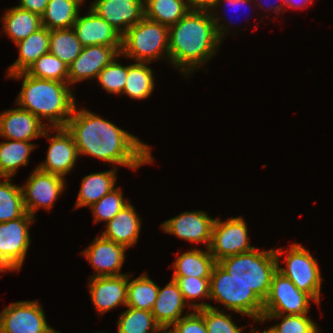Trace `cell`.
Masks as SVG:
<instances>
[{"label": "cell", "mask_w": 333, "mask_h": 333, "mask_svg": "<svg viewBox=\"0 0 333 333\" xmlns=\"http://www.w3.org/2000/svg\"><path fill=\"white\" fill-rule=\"evenodd\" d=\"M190 10H201L212 12L216 9L218 0H187Z\"/></svg>", "instance_id": "7bdbcfd3"}, {"label": "cell", "mask_w": 333, "mask_h": 333, "mask_svg": "<svg viewBox=\"0 0 333 333\" xmlns=\"http://www.w3.org/2000/svg\"><path fill=\"white\" fill-rule=\"evenodd\" d=\"M157 333H173L170 328H161Z\"/></svg>", "instance_id": "7dc6e473"}, {"label": "cell", "mask_w": 333, "mask_h": 333, "mask_svg": "<svg viewBox=\"0 0 333 333\" xmlns=\"http://www.w3.org/2000/svg\"><path fill=\"white\" fill-rule=\"evenodd\" d=\"M89 292L91 300L103 315L119 305L126 306L128 292V274L120 276L90 277Z\"/></svg>", "instance_id": "ac0fdd59"}, {"label": "cell", "mask_w": 333, "mask_h": 333, "mask_svg": "<svg viewBox=\"0 0 333 333\" xmlns=\"http://www.w3.org/2000/svg\"><path fill=\"white\" fill-rule=\"evenodd\" d=\"M215 260L210 253L201 249H192L180 254L172 266L175 271L173 276L211 277Z\"/></svg>", "instance_id": "4316f807"}, {"label": "cell", "mask_w": 333, "mask_h": 333, "mask_svg": "<svg viewBox=\"0 0 333 333\" xmlns=\"http://www.w3.org/2000/svg\"><path fill=\"white\" fill-rule=\"evenodd\" d=\"M85 0H50L41 15L42 26L49 30L70 29L79 15V8Z\"/></svg>", "instance_id": "484cf974"}, {"label": "cell", "mask_w": 333, "mask_h": 333, "mask_svg": "<svg viewBox=\"0 0 333 333\" xmlns=\"http://www.w3.org/2000/svg\"><path fill=\"white\" fill-rule=\"evenodd\" d=\"M314 0H282L283 4H285L288 8H304L313 2Z\"/></svg>", "instance_id": "ee69618b"}, {"label": "cell", "mask_w": 333, "mask_h": 333, "mask_svg": "<svg viewBox=\"0 0 333 333\" xmlns=\"http://www.w3.org/2000/svg\"><path fill=\"white\" fill-rule=\"evenodd\" d=\"M130 277L131 274L128 275L126 306L151 311L157 299L159 286L145 273L131 281Z\"/></svg>", "instance_id": "4dcf8cb0"}, {"label": "cell", "mask_w": 333, "mask_h": 333, "mask_svg": "<svg viewBox=\"0 0 333 333\" xmlns=\"http://www.w3.org/2000/svg\"><path fill=\"white\" fill-rule=\"evenodd\" d=\"M187 306L192 309L185 301L175 280L171 279L164 288L161 289L159 286L157 299L151 312L161 328L169 329L182 317Z\"/></svg>", "instance_id": "44dd1931"}, {"label": "cell", "mask_w": 333, "mask_h": 333, "mask_svg": "<svg viewBox=\"0 0 333 333\" xmlns=\"http://www.w3.org/2000/svg\"><path fill=\"white\" fill-rule=\"evenodd\" d=\"M51 129L53 128L48 127L43 133V136L48 138L50 145L46 160L39 164L37 168L44 172L65 177L72 170L79 157L77 146L72 135L65 127L54 128L53 131L57 134L49 137L47 132Z\"/></svg>", "instance_id": "4fadbf2b"}, {"label": "cell", "mask_w": 333, "mask_h": 333, "mask_svg": "<svg viewBox=\"0 0 333 333\" xmlns=\"http://www.w3.org/2000/svg\"><path fill=\"white\" fill-rule=\"evenodd\" d=\"M82 45L73 28L50 30L49 53L68 66L79 56Z\"/></svg>", "instance_id": "1f68e13d"}, {"label": "cell", "mask_w": 333, "mask_h": 333, "mask_svg": "<svg viewBox=\"0 0 333 333\" xmlns=\"http://www.w3.org/2000/svg\"><path fill=\"white\" fill-rule=\"evenodd\" d=\"M35 147L34 143L19 140L0 143V178H11L18 168L27 166Z\"/></svg>", "instance_id": "83f0119b"}, {"label": "cell", "mask_w": 333, "mask_h": 333, "mask_svg": "<svg viewBox=\"0 0 333 333\" xmlns=\"http://www.w3.org/2000/svg\"><path fill=\"white\" fill-rule=\"evenodd\" d=\"M4 32L14 43L27 38L42 27L41 16L14 6L2 16Z\"/></svg>", "instance_id": "d4e9b609"}, {"label": "cell", "mask_w": 333, "mask_h": 333, "mask_svg": "<svg viewBox=\"0 0 333 333\" xmlns=\"http://www.w3.org/2000/svg\"><path fill=\"white\" fill-rule=\"evenodd\" d=\"M151 63L136 62L127 65L126 85L123 89L124 94L133 99H145L154 90L153 70L146 65Z\"/></svg>", "instance_id": "f546056e"}, {"label": "cell", "mask_w": 333, "mask_h": 333, "mask_svg": "<svg viewBox=\"0 0 333 333\" xmlns=\"http://www.w3.org/2000/svg\"><path fill=\"white\" fill-rule=\"evenodd\" d=\"M65 128L81 156L90 155L133 170L153 162L148 144L85 108L78 110L76 106Z\"/></svg>", "instance_id": "6da1fadb"}, {"label": "cell", "mask_w": 333, "mask_h": 333, "mask_svg": "<svg viewBox=\"0 0 333 333\" xmlns=\"http://www.w3.org/2000/svg\"><path fill=\"white\" fill-rule=\"evenodd\" d=\"M106 230L101 235L126 248L137 244L141 218L137 215L135 207L129 203L118 214L106 223Z\"/></svg>", "instance_id": "7402d4cb"}, {"label": "cell", "mask_w": 333, "mask_h": 333, "mask_svg": "<svg viewBox=\"0 0 333 333\" xmlns=\"http://www.w3.org/2000/svg\"><path fill=\"white\" fill-rule=\"evenodd\" d=\"M177 283L185 301L193 310H198L204 307H210L206 302L189 303L199 298H208L210 300V277H193V276H172Z\"/></svg>", "instance_id": "d590c367"}, {"label": "cell", "mask_w": 333, "mask_h": 333, "mask_svg": "<svg viewBox=\"0 0 333 333\" xmlns=\"http://www.w3.org/2000/svg\"><path fill=\"white\" fill-rule=\"evenodd\" d=\"M217 263L234 279L250 287L263 302L269 294L272 277L278 268L274 248L261 251L255 248L226 257Z\"/></svg>", "instance_id": "277c9868"}, {"label": "cell", "mask_w": 333, "mask_h": 333, "mask_svg": "<svg viewBox=\"0 0 333 333\" xmlns=\"http://www.w3.org/2000/svg\"><path fill=\"white\" fill-rule=\"evenodd\" d=\"M35 221L25 212L21 217L0 223V270L20 271L30 246L29 226Z\"/></svg>", "instance_id": "ba28073f"}, {"label": "cell", "mask_w": 333, "mask_h": 333, "mask_svg": "<svg viewBox=\"0 0 333 333\" xmlns=\"http://www.w3.org/2000/svg\"><path fill=\"white\" fill-rule=\"evenodd\" d=\"M19 1L20 4L17 6L41 16L44 13L47 3L50 0H19Z\"/></svg>", "instance_id": "b9f144b4"}, {"label": "cell", "mask_w": 333, "mask_h": 333, "mask_svg": "<svg viewBox=\"0 0 333 333\" xmlns=\"http://www.w3.org/2000/svg\"><path fill=\"white\" fill-rule=\"evenodd\" d=\"M274 251L278 262L277 270L290 279L299 290L309 294L319 305L322 277L317 260L304 246L293 243L289 249H286L285 254L288 255H285V260H282L286 262L287 268H282L279 266V258L284 251L281 248Z\"/></svg>", "instance_id": "52a82bcc"}, {"label": "cell", "mask_w": 333, "mask_h": 333, "mask_svg": "<svg viewBox=\"0 0 333 333\" xmlns=\"http://www.w3.org/2000/svg\"><path fill=\"white\" fill-rule=\"evenodd\" d=\"M145 17L166 26L177 23L189 11L187 0H144Z\"/></svg>", "instance_id": "f1b7e54d"}, {"label": "cell", "mask_w": 333, "mask_h": 333, "mask_svg": "<svg viewBox=\"0 0 333 333\" xmlns=\"http://www.w3.org/2000/svg\"><path fill=\"white\" fill-rule=\"evenodd\" d=\"M90 8L121 35L145 17L144 0H94Z\"/></svg>", "instance_id": "2e32d148"}, {"label": "cell", "mask_w": 333, "mask_h": 333, "mask_svg": "<svg viewBox=\"0 0 333 333\" xmlns=\"http://www.w3.org/2000/svg\"><path fill=\"white\" fill-rule=\"evenodd\" d=\"M307 315L263 314L261 322L282 318L280 324H275L268 330H264L263 333H319L317 324Z\"/></svg>", "instance_id": "8d00e7d4"}, {"label": "cell", "mask_w": 333, "mask_h": 333, "mask_svg": "<svg viewBox=\"0 0 333 333\" xmlns=\"http://www.w3.org/2000/svg\"><path fill=\"white\" fill-rule=\"evenodd\" d=\"M127 248L102 235L96 237L92 244L83 252L89 263L95 269L92 277L120 276Z\"/></svg>", "instance_id": "e0dca14e"}, {"label": "cell", "mask_w": 333, "mask_h": 333, "mask_svg": "<svg viewBox=\"0 0 333 333\" xmlns=\"http://www.w3.org/2000/svg\"><path fill=\"white\" fill-rule=\"evenodd\" d=\"M115 57L98 74L99 85L108 93L120 94L126 85L127 66L116 62Z\"/></svg>", "instance_id": "ab89813d"}, {"label": "cell", "mask_w": 333, "mask_h": 333, "mask_svg": "<svg viewBox=\"0 0 333 333\" xmlns=\"http://www.w3.org/2000/svg\"><path fill=\"white\" fill-rule=\"evenodd\" d=\"M85 16L78 15L73 29L82 47L104 45L122 47V35L91 8Z\"/></svg>", "instance_id": "d6986e66"}, {"label": "cell", "mask_w": 333, "mask_h": 333, "mask_svg": "<svg viewBox=\"0 0 333 333\" xmlns=\"http://www.w3.org/2000/svg\"><path fill=\"white\" fill-rule=\"evenodd\" d=\"M117 168L83 177L75 208L92 206L115 189Z\"/></svg>", "instance_id": "cb8c5ba5"}, {"label": "cell", "mask_w": 333, "mask_h": 333, "mask_svg": "<svg viewBox=\"0 0 333 333\" xmlns=\"http://www.w3.org/2000/svg\"><path fill=\"white\" fill-rule=\"evenodd\" d=\"M22 79V88L16 105L35 115L40 121L48 119L50 128L65 127L76 107L69 83L37 79L26 72L8 76Z\"/></svg>", "instance_id": "3957f363"}, {"label": "cell", "mask_w": 333, "mask_h": 333, "mask_svg": "<svg viewBox=\"0 0 333 333\" xmlns=\"http://www.w3.org/2000/svg\"><path fill=\"white\" fill-rule=\"evenodd\" d=\"M227 2V3H225V4H229V5H231V6H239V5H244V4H248V3H250V2H253L254 0H218V3H217V6L216 7H218L219 5H220V3H222V2ZM239 8L237 7V10H238Z\"/></svg>", "instance_id": "f6af8a7d"}, {"label": "cell", "mask_w": 333, "mask_h": 333, "mask_svg": "<svg viewBox=\"0 0 333 333\" xmlns=\"http://www.w3.org/2000/svg\"><path fill=\"white\" fill-rule=\"evenodd\" d=\"M50 30L44 26L30 34L27 38L15 43L19 48V57L8 68L7 76L26 72L42 55L49 52Z\"/></svg>", "instance_id": "603a6c76"}, {"label": "cell", "mask_w": 333, "mask_h": 333, "mask_svg": "<svg viewBox=\"0 0 333 333\" xmlns=\"http://www.w3.org/2000/svg\"><path fill=\"white\" fill-rule=\"evenodd\" d=\"M310 300L314 301L277 270L272 277L269 294L263 302V314L305 315L309 313Z\"/></svg>", "instance_id": "9c48e42d"}, {"label": "cell", "mask_w": 333, "mask_h": 333, "mask_svg": "<svg viewBox=\"0 0 333 333\" xmlns=\"http://www.w3.org/2000/svg\"><path fill=\"white\" fill-rule=\"evenodd\" d=\"M26 73L37 79L68 83V65L49 52L40 56Z\"/></svg>", "instance_id": "e575fe53"}, {"label": "cell", "mask_w": 333, "mask_h": 333, "mask_svg": "<svg viewBox=\"0 0 333 333\" xmlns=\"http://www.w3.org/2000/svg\"><path fill=\"white\" fill-rule=\"evenodd\" d=\"M38 301H17L0 313V333H51Z\"/></svg>", "instance_id": "7c38bea8"}, {"label": "cell", "mask_w": 333, "mask_h": 333, "mask_svg": "<svg viewBox=\"0 0 333 333\" xmlns=\"http://www.w3.org/2000/svg\"><path fill=\"white\" fill-rule=\"evenodd\" d=\"M214 221L204 211H188L163 222L161 228L188 242L204 243L207 249L211 244Z\"/></svg>", "instance_id": "5bb4252c"}, {"label": "cell", "mask_w": 333, "mask_h": 333, "mask_svg": "<svg viewBox=\"0 0 333 333\" xmlns=\"http://www.w3.org/2000/svg\"><path fill=\"white\" fill-rule=\"evenodd\" d=\"M203 317L207 333H244V327L239 328L227 315L217 307L210 305L197 310Z\"/></svg>", "instance_id": "f35d334b"}, {"label": "cell", "mask_w": 333, "mask_h": 333, "mask_svg": "<svg viewBox=\"0 0 333 333\" xmlns=\"http://www.w3.org/2000/svg\"><path fill=\"white\" fill-rule=\"evenodd\" d=\"M214 12L190 10L169 26V60L182 74L204 66L219 48L228 28ZM225 26V27H224ZM226 32V33H224Z\"/></svg>", "instance_id": "7a4b0ae2"}, {"label": "cell", "mask_w": 333, "mask_h": 333, "mask_svg": "<svg viewBox=\"0 0 333 333\" xmlns=\"http://www.w3.org/2000/svg\"><path fill=\"white\" fill-rule=\"evenodd\" d=\"M126 307L119 315L118 333H157L161 329L151 311Z\"/></svg>", "instance_id": "d6a6232c"}, {"label": "cell", "mask_w": 333, "mask_h": 333, "mask_svg": "<svg viewBox=\"0 0 333 333\" xmlns=\"http://www.w3.org/2000/svg\"><path fill=\"white\" fill-rule=\"evenodd\" d=\"M123 195L121 188L116 187L98 202L90 206L89 208H91L94 215V221L96 223L101 221L108 223L114 218L120 210L130 203L127 199L124 200Z\"/></svg>", "instance_id": "74e56055"}, {"label": "cell", "mask_w": 333, "mask_h": 333, "mask_svg": "<svg viewBox=\"0 0 333 333\" xmlns=\"http://www.w3.org/2000/svg\"><path fill=\"white\" fill-rule=\"evenodd\" d=\"M247 224L243 217L228 218L227 221L215 219L212 240L209 247L215 262L226 257L246 253L255 249L251 246Z\"/></svg>", "instance_id": "30bf717a"}, {"label": "cell", "mask_w": 333, "mask_h": 333, "mask_svg": "<svg viewBox=\"0 0 333 333\" xmlns=\"http://www.w3.org/2000/svg\"><path fill=\"white\" fill-rule=\"evenodd\" d=\"M169 60V27L144 17L122 35L120 54L151 63L165 54ZM164 55V56H162Z\"/></svg>", "instance_id": "8992f818"}, {"label": "cell", "mask_w": 333, "mask_h": 333, "mask_svg": "<svg viewBox=\"0 0 333 333\" xmlns=\"http://www.w3.org/2000/svg\"><path fill=\"white\" fill-rule=\"evenodd\" d=\"M171 327L173 333H207L204 317L197 310L186 313Z\"/></svg>", "instance_id": "60d3db41"}, {"label": "cell", "mask_w": 333, "mask_h": 333, "mask_svg": "<svg viewBox=\"0 0 333 333\" xmlns=\"http://www.w3.org/2000/svg\"><path fill=\"white\" fill-rule=\"evenodd\" d=\"M122 47L91 45L82 47L79 56L68 66V83L97 78L99 72L120 54Z\"/></svg>", "instance_id": "9a60e30c"}, {"label": "cell", "mask_w": 333, "mask_h": 333, "mask_svg": "<svg viewBox=\"0 0 333 333\" xmlns=\"http://www.w3.org/2000/svg\"><path fill=\"white\" fill-rule=\"evenodd\" d=\"M210 299L222 303L228 310L262 320L263 301L246 284L241 283L225 271L217 262L210 277Z\"/></svg>", "instance_id": "5b68a950"}, {"label": "cell", "mask_w": 333, "mask_h": 333, "mask_svg": "<svg viewBox=\"0 0 333 333\" xmlns=\"http://www.w3.org/2000/svg\"><path fill=\"white\" fill-rule=\"evenodd\" d=\"M256 330H254V329H251V332L252 333H261L259 330H257L256 332H255ZM263 333V332H262Z\"/></svg>", "instance_id": "c3c4849f"}, {"label": "cell", "mask_w": 333, "mask_h": 333, "mask_svg": "<svg viewBox=\"0 0 333 333\" xmlns=\"http://www.w3.org/2000/svg\"><path fill=\"white\" fill-rule=\"evenodd\" d=\"M11 178L0 181V223L21 217L26 211L21 186L13 185Z\"/></svg>", "instance_id": "836d02e7"}, {"label": "cell", "mask_w": 333, "mask_h": 333, "mask_svg": "<svg viewBox=\"0 0 333 333\" xmlns=\"http://www.w3.org/2000/svg\"><path fill=\"white\" fill-rule=\"evenodd\" d=\"M46 123L22 108L0 113V136L8 140L27 141L43 136Z\"/></svg>", "instance_id": "ffe728a7"}, {"label": "cell", "mask_w": 333, "mask_h": 333, "mask_svg": "<svg viewBox=\"0 0 333 333\" xmlns=\"http://www.w3.org/2000/svg\"><path fill=\"white\" fill-rule=\"evenodd\" d=\"M257 2H258V0H257ZM264 4V3H263ZM270 4V3H269ZM282 5H285V4H278V5H270V7L271 8H273V10H275V13L276 14H280L281 13V10H282ZM257 7H261V8H264L265 9V6L264 5H259V6H257ZM270 7L268 8H266V10H269L270 9Z\"/></svg>", "instance_id": "bcb514c9"}, {"label": "cell", "mask_w": 333, "mask_h": 333, "mask_svg": "<svg viewBox=\"0 0 333 333\" xmlns=\"http://www.w3.org/2000/svg\"><path fill=\"white\" fill-rule=\"evenodd\" d=\"M65 186L64 177L44 172L36 166L26 184L21 187L25 211L35 217L34 213L40 207L51 210Z\"/></svg>", "instance_id": "8fae6325"}, {"label": "cell", "mask_w": 333, "mask_h": 333, "mask_svg": "<svg viewBox=\"0 0 333 333\" xmlns=\"http://www.w3.org/2000/svg\"><path fill=\"white\" fill-rule=\"evenodd\" d=\"M51 333H60V331L53 330Z\"/></svg>", "instance_id": "681fc988"}]
</instances>
